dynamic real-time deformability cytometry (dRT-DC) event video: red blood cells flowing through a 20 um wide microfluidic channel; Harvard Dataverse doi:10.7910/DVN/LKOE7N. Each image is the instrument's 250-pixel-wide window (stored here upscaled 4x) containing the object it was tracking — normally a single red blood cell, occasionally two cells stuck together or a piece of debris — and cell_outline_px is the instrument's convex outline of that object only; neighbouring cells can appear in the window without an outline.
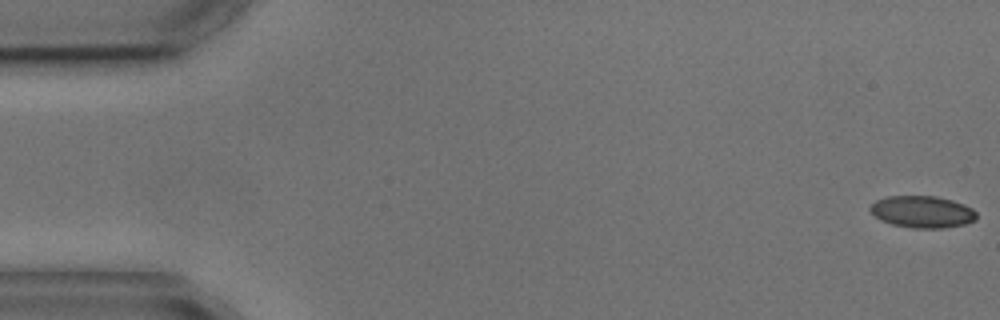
{"species": "common noctule bat (a hibernating species)", "species_latin": "Nyctalus noctula", "temperature_condition": "cold", "stored_images_in_passage": 4, "camera_frame_rate_fps": 3000, "um_per_image_px": 0.085, "animal": {"sex": "male", "body_mass_g": 17.9, "forearm_length_mm": 54.2}, "frame": {"image": 1, "passage_image": 1, "time_ms": 0.0, "image_size_px": [1000, 320], "cell_outline_px": [[976, 220], [964, 224], [944, 228], [912, 228], [892, 224], [880, 220], [868, 208], [876, 200], [888, 196], [936, 196], [952, 200], [964, 204], [972, 208], [976, 212]], "centroid_in_image_um": [78.4, 18.0], "position_along_channel_um": 6.6, "area_um2": 19.77}}
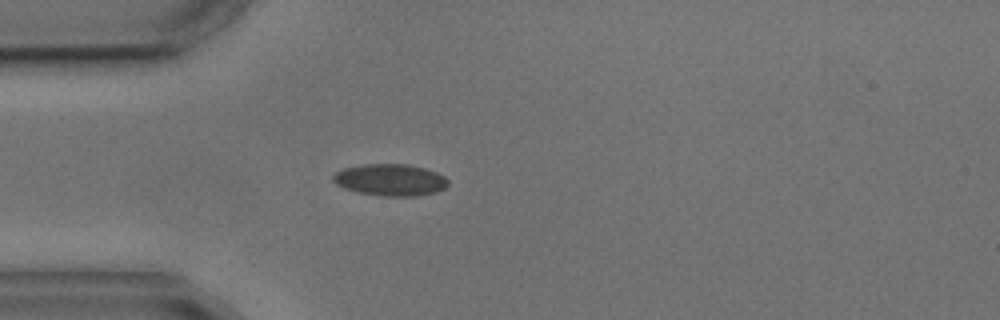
{"frame": {"image": 2, "passage_image": 4, "time_ms": 4.667, "image_size_px": [1000, 320], "cell_outline_px": [[448, 184], [444, 188], [436, 192], [416, 196], [384, 196], [360, 192], [344, 188], [336, 184], [332, 180], [332, 176], [336, 172], [344, 168], [364, 164], [408, 164], [424, 168], [436, 172], [444, 176], [448, 180]], "centroid_in_image_um": [33.18, 15.28], "position_along_channel_um": 51.8, "area_um2": 21.21}}